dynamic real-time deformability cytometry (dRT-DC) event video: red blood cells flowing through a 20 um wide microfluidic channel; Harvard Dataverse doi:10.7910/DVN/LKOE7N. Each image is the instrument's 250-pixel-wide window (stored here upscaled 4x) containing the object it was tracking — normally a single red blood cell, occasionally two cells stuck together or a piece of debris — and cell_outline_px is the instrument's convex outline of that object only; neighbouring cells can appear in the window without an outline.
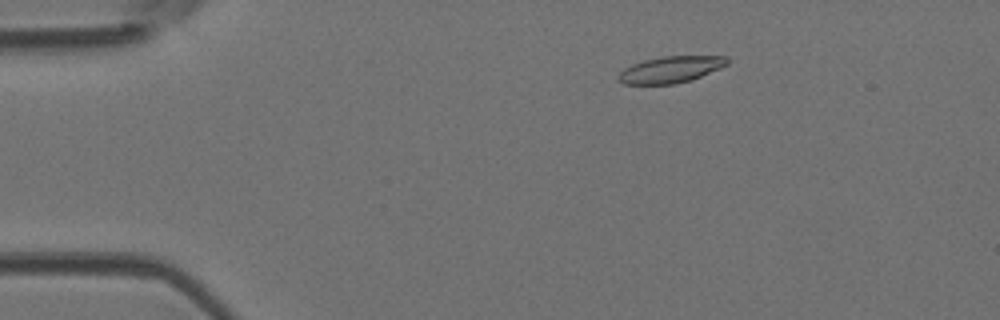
{"species": "Egyptian fruit bat (a non-hibernating species)", "species_latin": "Rousettus aegyptiacus", "temperature_condition": "room temperature", "stored_images_in_passage": 5, "camera_frame_rate_fps": 3000, "um_per_image_px": 0.085, "animal": {"sex": "female"}, "frame": {"image": 1, "passage_image": 3, "time_ms": 0.667, "image_size_px": [1000, 320], "cell_outline_px": [[728, 64], [720, 68], [692, 80], [676, 84], [624, 84], [616, 76], [624, 68], [632, 64], [644, 60], [664, 56], [728, 56]], "centroid_in_image_um": [57.01, 5.91], "position_along_channel_um": 28.0, "area_um2": 16.82}}